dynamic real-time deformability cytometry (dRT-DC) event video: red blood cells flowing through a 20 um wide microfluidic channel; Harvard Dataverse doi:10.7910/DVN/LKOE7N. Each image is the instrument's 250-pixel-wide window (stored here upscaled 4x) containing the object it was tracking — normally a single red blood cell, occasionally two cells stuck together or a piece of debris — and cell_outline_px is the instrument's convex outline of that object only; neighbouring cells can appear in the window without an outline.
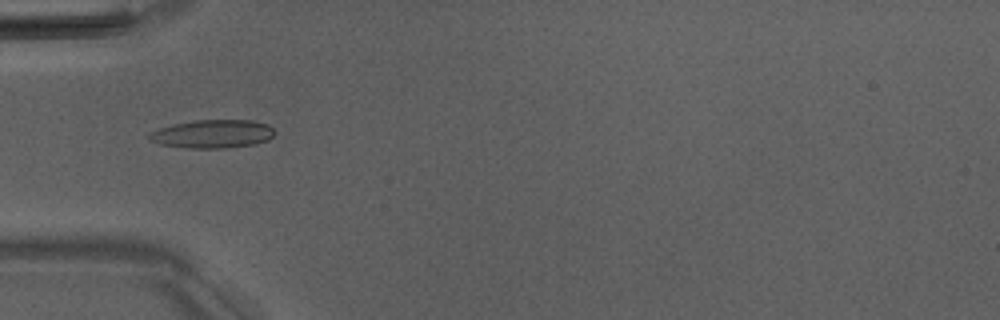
{"species": "Egyptian fruit bat (a non-hibernating species)", "species_latin": "Rousettus aegyptiacus", "temperature_condition": "room temperature", "stored_images_in_passage": 51, "camera_frame_rate_fps": 3000, "um_per_image_px": 0.085, "animal": {"sex": "male"}, "frame": {"image": 1, "passage_image": 16, "time_ms": 5.0, "image_size_px": [1000, 320], "cell_outline_px": [[276, 132], [268, 140], [256, 144], [224, 148], [188, 148], [160, 144], [148, 140], [148, 132], [160, 128], [176, 124], [196, 120], [252, 120], [268, 124]], "centroid_in_image_um": [18.08, 11.38], "position_along_channel_um": 66.9, "area_um2": 20.75}}
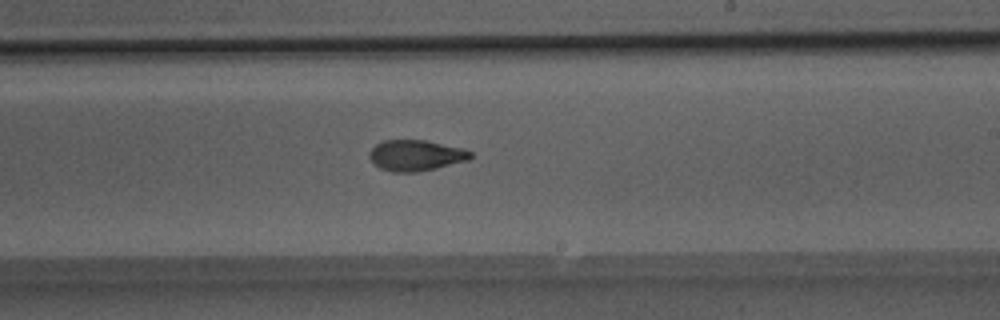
{"frame": {"image": 2, "passage_image": 30, "time_ms": 9.667, "image_size_px": [1000, 320], "cell_outline_px": [[472, 156], [468, 160], [436, 168], [416, 172], [392, 172], [380, 168], [368, 156], [368, 152], [380, 140], [424, 140], [464, 148], [472, 152]], "centroid_in_image_um": [35.33, 13.2], "position_along_channel_um": 253.7, "area_um2": 18.21}}
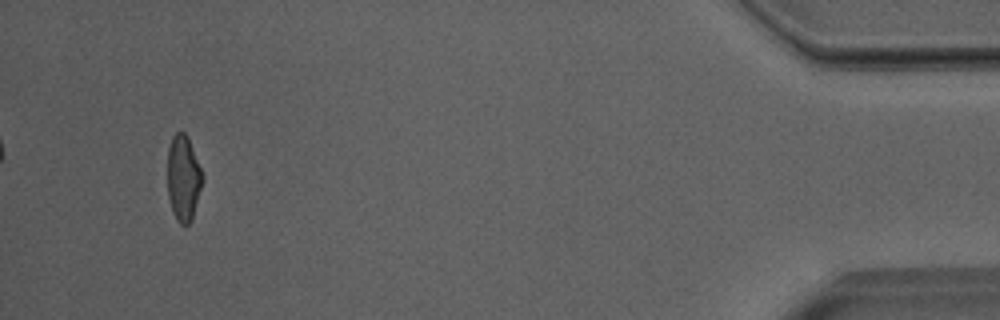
{"frame": {"image": 3, "passage_image": 48, "time_ms": 15.667, "image_size_px": [1000, 320], "cell_outline_px": [[204, 180], [192, 220], [188, 224], [180, 224], [176, 220], [172, 212], [168, 196], [168, 148], [172, 136], [176, 132], [184, 132], [188, 136], [204, 176]], "centroid_in_image_um": [15.6, 15.15], "position_along_channel_um": 419.6, "area_um2": 17.74}, "authors_computed_cell_mechanics": {"area_um2": 18.5538, "velocity_mm_per_s": 4.0112, "shape_relaxation_time_tau1_ms": 4.6893, "shape_relaxation_time_tau2_ms": 1.7078, "deformation_change_tau1": 0.1782, "deformation_change_tau2": 0.0897}}